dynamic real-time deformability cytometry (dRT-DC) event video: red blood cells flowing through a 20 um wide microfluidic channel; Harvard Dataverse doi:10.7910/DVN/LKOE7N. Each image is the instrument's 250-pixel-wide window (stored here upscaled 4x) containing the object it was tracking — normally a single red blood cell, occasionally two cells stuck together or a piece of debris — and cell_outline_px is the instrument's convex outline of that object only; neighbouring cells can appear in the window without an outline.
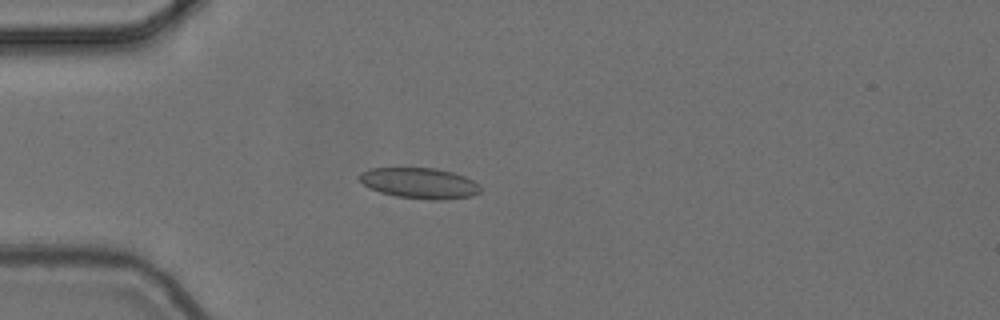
{"species": "common noctule bat (a hibernating species)", "species_latin": "Nyctalus noctula", "temperature_condition": "cold", "stored_images_in_passage": 54, "camera_frame_rate_fps": 3000, "um_per_image_px": 0.085, "animal": {"sex": "female", "body_mass_g": 24.6, "forearm_length_mm": 56.2}, "frame": {"image": 1, "passage_image": 14, "time_ms": 4.333, "image_size_px": [1000, 320], "cell_outline_px": [[480, 192], [472, 196], [444, 200], [432, 200], [396, 196], [380, 192], [368, 188], [360, 180], [360, 172], [372, 168], [436, 168], [452, 172], [464, 176], [480, 184]], "centroid_in_image_um": [35.68, 15.57], "position_along_channel_um": 49.3, "area_um2": 21.68}}
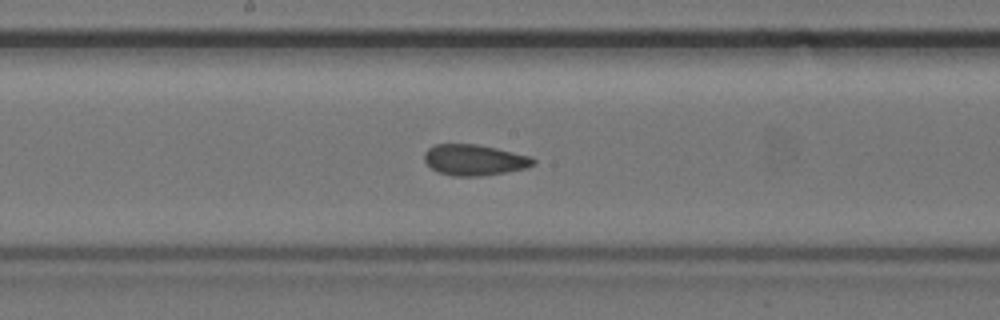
{"frame": {"image": 2, "passage_image": 28, "time_ms": 9.0, "image_size_px": [1000, 320], "cell_outline_px": [[536, 164], [524, 168], [504, 172], [480, 176], [452, 176], [436, 172], [424, 160], [424, 152], [428, 148], [436, 144], [476, 144], [496, 148], [532, 156], [536, 160]], "centroid_in_image_um": [40.31, 13.59], "position_along_channel_um": 207.9, "area_um2": 19.65}}
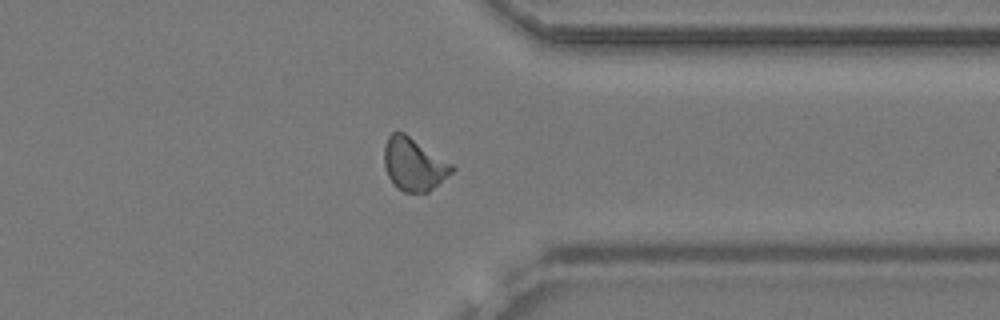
{"frame": {"image": 3, "passage_image": 42, "time_ms": 13.667, "image_size_px": [1000, 320], "cell_outline_px": [[456, 168], [452, 172], [428, 192], [404, 192], [396, 188], [388, 176], [384, 164], [384, 144], [388, 136], [392, 132], [404, 132], [452, 164]], "centroid_in_image_um": [35.15, 13.96], "position_along_channel_um": 376.3, "area_um2": 20.69}, "authors_computed_cell_mechanics": {"area_um2": 20.1433, "velocity_mm_per_s": 3.6893, "shape_relaxation_time_tau1_ms": null, "shape_relaxation_time_tau2_ms": 1.549, "deformation_change_tau1": null, "deformation_change_tau2": 0.0585}}